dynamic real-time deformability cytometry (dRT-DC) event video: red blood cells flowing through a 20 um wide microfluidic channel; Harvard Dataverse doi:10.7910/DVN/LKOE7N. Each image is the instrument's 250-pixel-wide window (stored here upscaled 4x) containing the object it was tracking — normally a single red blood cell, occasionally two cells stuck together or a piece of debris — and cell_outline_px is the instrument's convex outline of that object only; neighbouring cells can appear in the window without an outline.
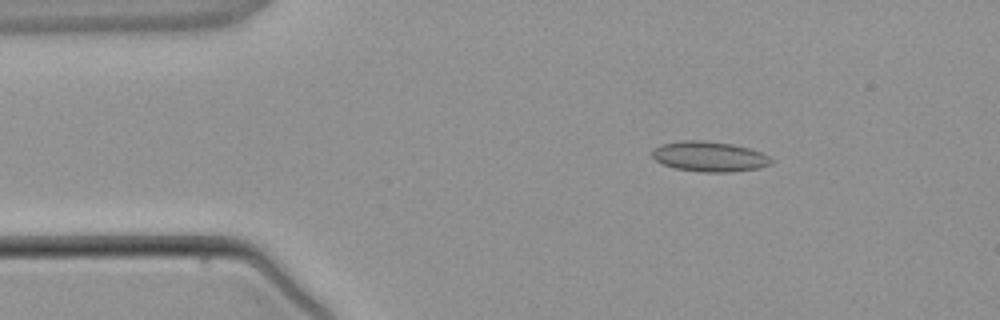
{"species": "common noctule bat (a hibernating species)", "species_latin": "Nyctalus noctula", "temperature_condition": "warm", "stored_images_in_passage": 3, "camera_frame_rate_fps": 3000, "um_per_image_px": 0.085, "animal": {"sex": "male", "body_mass_g": 21.5, "forearm_length_mm": 52.0}, "frame": {"image": 1, "passage_image": 2, "time_ms": 1.0, "image_size_px": [1000, 320], "cell_outline_px": [[772, 164], [756, 168], [728, 172], [704, 172], [676, 168], [664, 164], [656, 160], [652, 156], [652, 152], [660, 144], [684, 140], [704, 140], [732, 144], [748, 148], [760, 152], [768, 156], [772, 160]], "centroid_in_image_um": [60.29, 13.29], "position_along_channel_um": 24.7, "area_um2": 20.63}}